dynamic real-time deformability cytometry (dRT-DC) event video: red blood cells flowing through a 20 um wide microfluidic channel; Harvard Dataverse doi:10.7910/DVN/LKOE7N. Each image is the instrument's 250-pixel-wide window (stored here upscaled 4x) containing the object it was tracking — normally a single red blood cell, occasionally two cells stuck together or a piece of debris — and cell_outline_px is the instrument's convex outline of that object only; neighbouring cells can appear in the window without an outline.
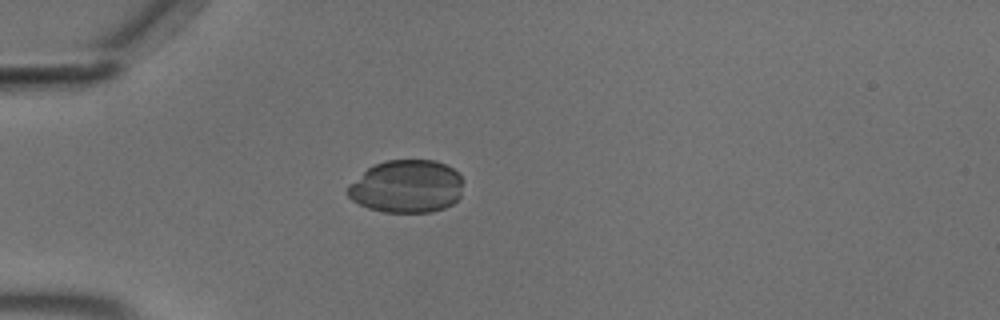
{"species": "common noctule bat (a hibernating species)", "species_latin": "Nyctalus noctula", "temperature_condition": "cold", "stored_images_in_passage": 38, "camera_frame_rate_fps": 3000, "um_per_image_px": 0.085, "animal": {"sex": "male", "body_mass_g": 18.8}, "frame": {"image": 1, "passage_image": 6, "time_ms": 1.667, "image_size_px": [1000, 320], "cell_outline_px": [[464, 180], [460, 196], [452, 204], [444, 208], [432, 212], [384, 212], [368, 208], [352, 200], [348, 196], [348, 188], [368, 168], [384, 160], [436, 160], [452, 168]], "centroid_in_image_um": [34.61, 15.85], "position_along_channel_um": 50.4, "area_um2": 35.37}}
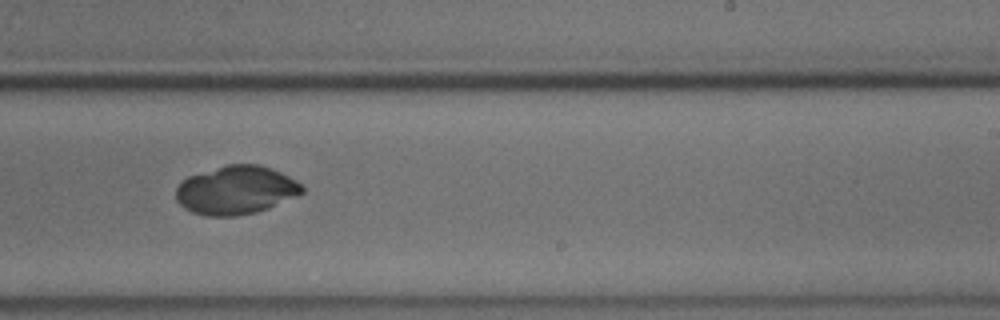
{"frame": {"image": 2, "passage_image": 25, "time_ms": 8.0, "image_size_px": [1000, 320], "cell_outline_px": [[304, 192], [296, 196], [268, 208], [256, 212], [236, 216], [208, 216], [192, 212], [184, 208], [176, 200], [176, 188], [188, 176], [228, 164], [260, 164], [272, 168], [296, 180], [304, 188]], "centroid_in_image_um": [20.06, 16.16], "position_along_channel_um": 268.9, "area_um2": 35.55}}
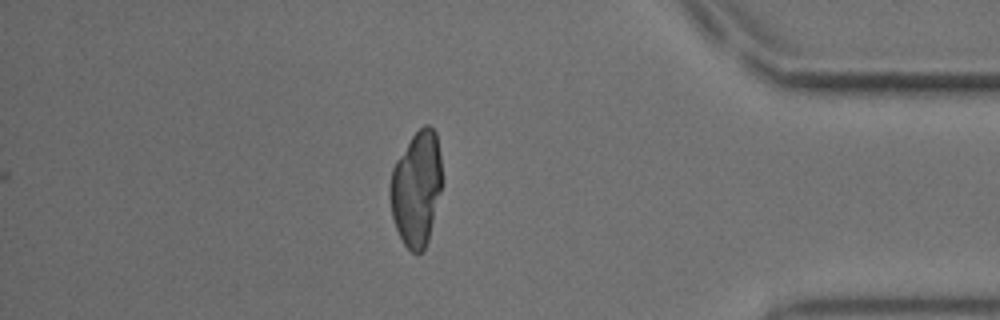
{"frame": {"image": 3, "passage_image": 38, "time_ms": 12.333, "image_size_px": [1000, 320], "cell_outline_px": [[440, 192], [428, 240], [424, 248], [420, 252], [412, 252], [404, 244], [396, 228], [392, 216], [388, 196], [388, 188], [392, 168], [396, 160], [412, 136], [424, 124], [428, 124], [436, 132], [440, 152]], "centroid_in_image_um": [35.36, 16.0], "position_along_channel_um": 399.8, "area_um2": 34.56}}